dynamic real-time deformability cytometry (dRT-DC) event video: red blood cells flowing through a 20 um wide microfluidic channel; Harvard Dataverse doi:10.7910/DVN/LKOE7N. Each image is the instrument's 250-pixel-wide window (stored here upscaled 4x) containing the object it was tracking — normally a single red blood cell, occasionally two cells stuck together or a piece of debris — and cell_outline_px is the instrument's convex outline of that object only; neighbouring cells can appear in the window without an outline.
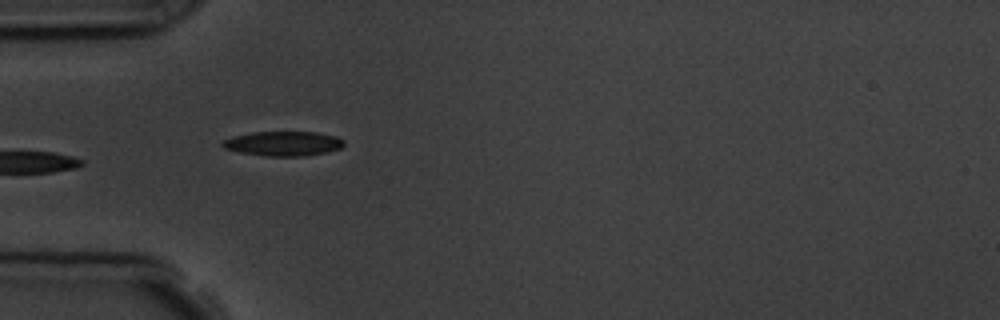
{"species": "common noctule bat (a hibernating species)", "species_latin": "Nyctalus noctula", "temperature_condition": "room temperature", "stored_images_in_passage": 7, "camera_frame_rate_fps": 3000, "um_per_image_px": 0.085, "animal": {"sex": "male", "body_mass_g": 19.5, "forearm_length_mm": 54.6}, "frame": {"image": 1, "passage_image": 6, "time_ms": 5.667, "image_size_px": [1000, 320], "cell_outline_px": [[344, 144], [340, 148], [324, 152], [304, 156], [264, 156], [240, 152], [224, 148], [220, 144], [224, 140], [232, 136], [252, 132], [316, 132], [336, 136], [344, 140]], "centroid_in_image_um": [24.05, 12.2], "position_along_channel_um": 60.9, "area_um2": 17.34}}